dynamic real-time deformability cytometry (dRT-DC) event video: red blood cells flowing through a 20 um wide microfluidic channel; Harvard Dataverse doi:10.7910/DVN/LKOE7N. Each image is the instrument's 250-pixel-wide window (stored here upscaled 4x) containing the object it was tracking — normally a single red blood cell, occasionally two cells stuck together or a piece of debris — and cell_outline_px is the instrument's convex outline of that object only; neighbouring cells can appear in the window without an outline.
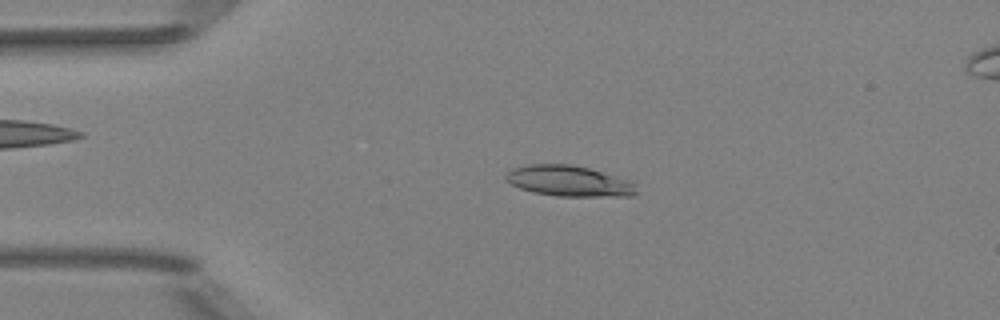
{"species": "Egyptian fruit bat (a non-hibernating species)", "species_latin": "Rousettus aegyptiacus", "temperature_condition": "room temperature", "stored_images_in_passage": 48, "camera_frame_rate_fps": 3000, "um_per_image_px": 0.085, "animal": {"sex": "female"}, "frame": {"image": 1, "passage_image": 8, "time_ms": 2.333, "image_size_px": [1000, 320], "cell_outline_px": [[636, 192], [632, 196], [556, 196], [532, 192], [520, 188], [504, 180], [504, 176], [512, 168], [528, 164], [568, 164], [588, 168], [628, 180], [636, 184]], "centroid_in_image_um": [48.32, 15.39], "position_along_channel_um": 36.7, "area_um2": 23.29}}
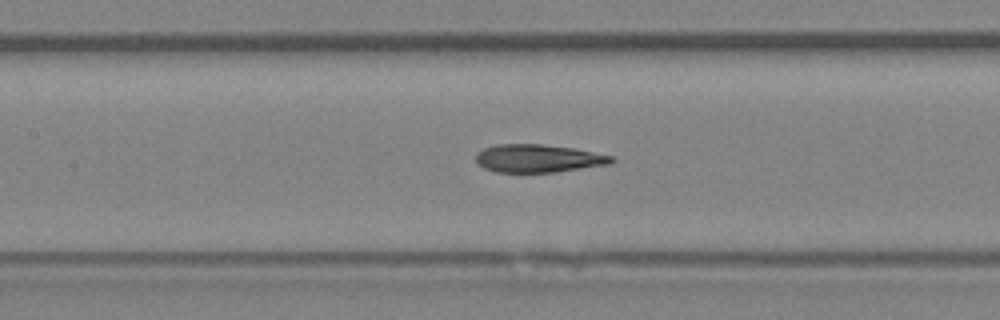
{"frame": {"image": 2, "passage_image": 20, "time_ms": 6.333, "image_size_px": [1000, 320], "cell_outline_px": [[616, 160], [608, 164], [556, 172], [496, 172], [484, 168], [476, 164], [476, 152], [484, 148], [496, 144], [540, 144], [572, 148], [612, 156]], "centroid_in_image_um": [45.68, 13.46], "position_along_channel_um": 161.7, "area_um2": 22.02}}
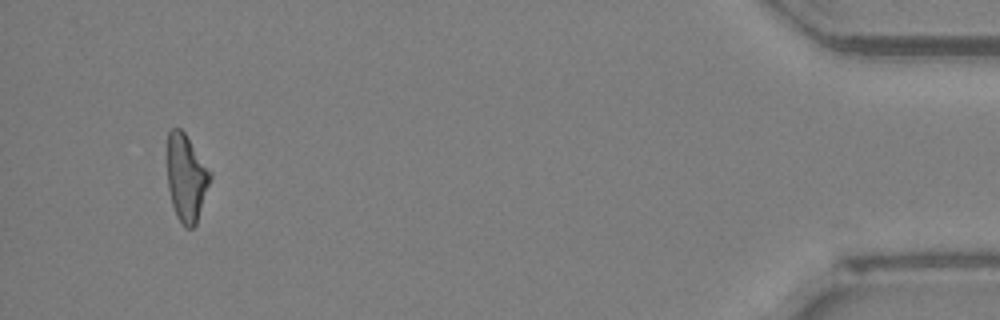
{"frame": {"image": 3, "passage_image": 45, "time_ms": 14.667, "image_size_px": [1000, 320], "cell_outline_px": [[212, 176], [196, 224], [192, 228], [184, 228], [176, 216], [172, 204], [168, 188], [168, 132], [172, 128], [180, 128], [184, 132], [212, 172]], "centroid_in_image_um": [15.84, 15.13], "position_along_channel_um": 419.4, "area_um2": 21.73}, "authors_computed_cell_mechanics": {"area_um2": 22.542, "velocity_mm_per_s": 4.0287, "shape_relaxation_time_tau1_ms": null, "shape_relaxation_time_tau2_ms": 3.5103, "deformation_change_tau1": null, "deformation_change_tau2": 0.1382}}